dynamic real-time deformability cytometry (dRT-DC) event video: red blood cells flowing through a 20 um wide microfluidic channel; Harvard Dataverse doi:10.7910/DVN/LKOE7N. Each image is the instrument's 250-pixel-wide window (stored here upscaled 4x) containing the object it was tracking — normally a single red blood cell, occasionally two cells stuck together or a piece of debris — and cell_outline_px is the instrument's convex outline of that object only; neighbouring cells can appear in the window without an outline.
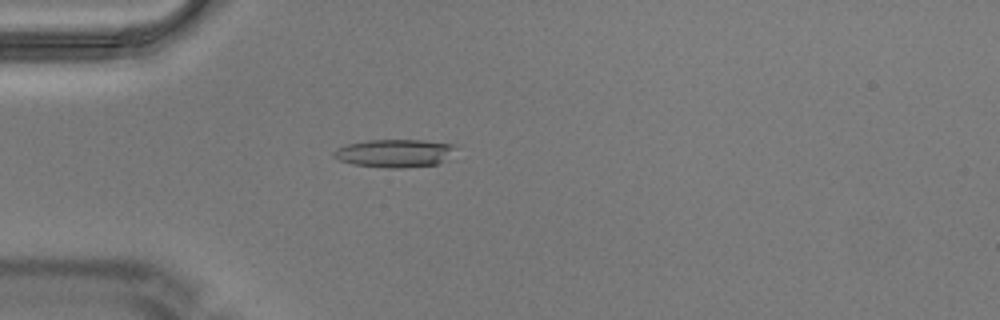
{"species": "Egyptian fruit bat (a non-hibernating species)", "species_latin": "Rousettus aegyptiacus", "temperature_condition": "warm", "stored_images_in_passage": 1, "camera_frame_rate_fps": 3000, "um_per_image_px": 0.085, "animal": {"sex": "male"}, "frame": {"image": 1, "passage_image": 1, "time_ms": 0.0, "image_size_px": [1000, 320], "cell_outline_px": [[460, 148], [440, 164], [404, 168], [388, 168], [352, 164], [340, 160], [332, 156], [332, 152], [336, 148], [348, 144], [368, 140], [424, 140], [452, 144]], "centroid_in_image_um": [33.58, 13.02], "position_along_channel_um": 51.4, "area_um2": 20.17}}